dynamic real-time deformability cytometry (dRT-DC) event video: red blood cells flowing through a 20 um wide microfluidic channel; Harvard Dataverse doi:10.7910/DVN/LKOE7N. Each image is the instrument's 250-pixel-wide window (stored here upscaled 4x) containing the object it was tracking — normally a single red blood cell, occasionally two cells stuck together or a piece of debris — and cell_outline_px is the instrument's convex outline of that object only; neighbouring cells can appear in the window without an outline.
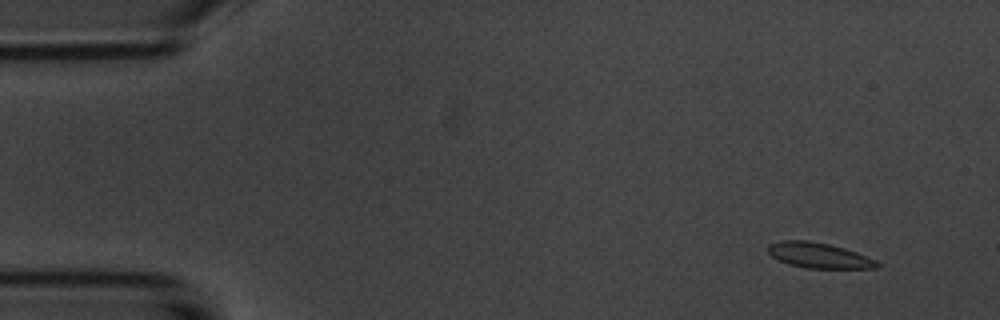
{"species": "common noctule bat (a hibernating species)", "species_latin": "Nyctalus noctula", "temperature_condition": "room temperature", "stored_images_in_passage": 5, "camera_frame_rate_fps": 3000, "um_per_image_px": 0.085, "animal": {"sex": "male", "body_mass_g": 20.1, "forearm_length_mm": 53.5}, "frame": {"image": 1, "passage_image": 2, "time_ms": 1.0, "image_size_px": [1000, 320], "cell_outline_px": [[880, 268], [804, 268], [788, 264], [772, 256], [768, 252], [768, 244], [780, 240], [808, 240], [828, 244], [844, 248], [856, 252], [876, 260], [880, 264]], "centroid_in_image_um": [69.59, 21.71], "position_along_channel_um": 15.4, "area_um2": 16.13}}